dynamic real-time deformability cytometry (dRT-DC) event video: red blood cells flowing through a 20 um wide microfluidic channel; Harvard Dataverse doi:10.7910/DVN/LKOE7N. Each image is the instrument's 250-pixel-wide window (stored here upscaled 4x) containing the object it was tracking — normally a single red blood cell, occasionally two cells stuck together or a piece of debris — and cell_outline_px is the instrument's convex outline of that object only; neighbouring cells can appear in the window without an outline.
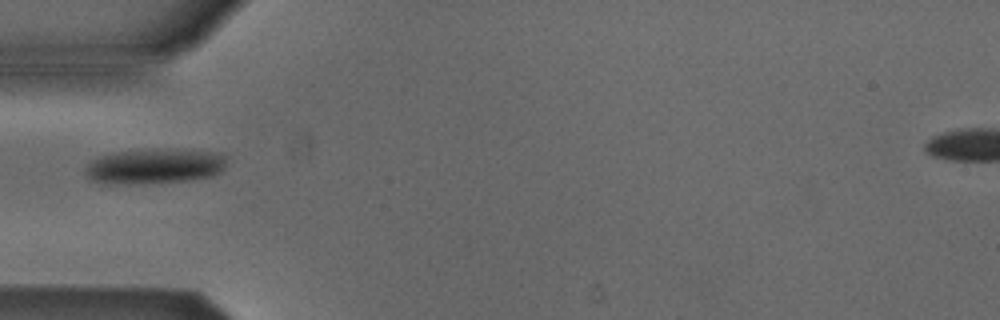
{"species": "Egyptian fruit bat (a non-hibernating species)", "species_latin": "Rousettus aegyptiacus", "temperature_condition": "cold", "stored_images_in_passage": 1, "camera_frame_rate_fps": 3000, "um_per_image_px": 0.085, "animal": {"sex": "male"}, "frame": {"image": 1, "passage_image": 1, "time_ms": 0.0, "image_size_px": [1000, 320], "cell_outline_px": [[228, 156], [224, 168], [220, 172], [212, 176], [184, 180], [136, 184], [112, 184], [92, 180], [84, 172], [84, 168], [92, 160], [100, 156], [112, 152], [156, 148], [192, 148], [224, 152]], "centroid_in_image_um": [13.22, 14.08], "position_along_channel_um": 71.8, "area_um2": 29.88}}